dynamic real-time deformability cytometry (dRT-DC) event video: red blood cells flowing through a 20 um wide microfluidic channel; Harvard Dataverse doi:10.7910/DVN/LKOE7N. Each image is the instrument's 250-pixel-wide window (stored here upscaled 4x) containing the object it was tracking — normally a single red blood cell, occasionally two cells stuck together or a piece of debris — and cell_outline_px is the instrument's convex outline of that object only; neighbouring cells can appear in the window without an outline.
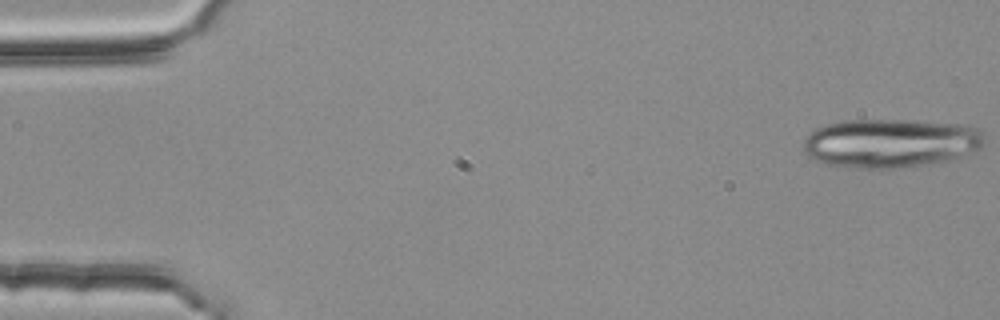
{"species": "common noctule bat (a hibernating species)", "species_latin": "Nyctalus noctula", "temperature_condition": "room temperature", "stored_images_in_passage": 3, "camera_frame_rate_fps": 3000, "um_per_image_px": 0.085, "animal": {"sex": "female", "body_mass_g": 25.1}, "frame": {"image": 1, "passage_image": 1, "time_ms": 0.0, "image_size_px": [1000, 320], "cell_outline_px": [[984, 144], [980, 148], [948, 160], [924, 164], [896, 168], [856, 168], [828, 164], [812, 160], [804, 152], [804, 140], [816, 128], [828, 124], [848, 120], [908, 120], [964, 124], [984, 128]], "centroid_in_image_um": [75.72, 12.15], "position_along_channel_um": 9.3, "area_um2": 51.62}}